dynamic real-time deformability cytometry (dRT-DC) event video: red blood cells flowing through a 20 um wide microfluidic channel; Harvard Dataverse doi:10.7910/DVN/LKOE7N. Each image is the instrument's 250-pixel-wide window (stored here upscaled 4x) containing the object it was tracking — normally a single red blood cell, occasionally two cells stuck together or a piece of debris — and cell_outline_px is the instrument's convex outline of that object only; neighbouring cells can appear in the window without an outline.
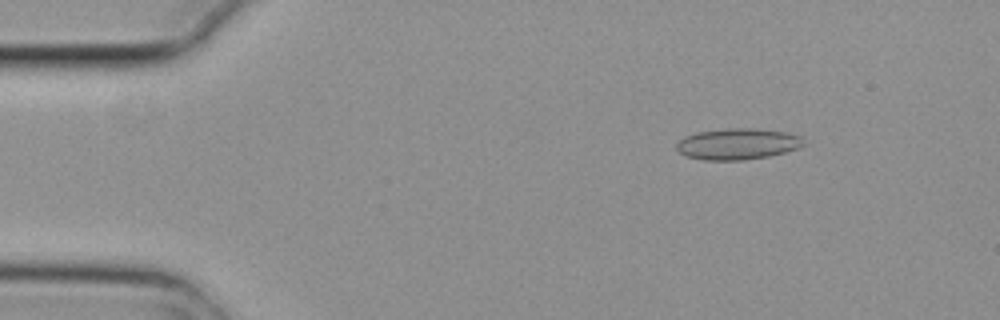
{"species": "common noctule bat (a hibernating species)", "species_latin": "Nyctalus noctula", "temperature_condition": "cold", "stored_images_in_passage": 3, "camera_frame_rate_fps": 3000, "um_per_image_px": 0.085, "animal": {"sex": "female", "body_mass_g": 29.2, "forearm_length_mm": 56.3}, "frame": {"image": 1, "passage_image": 2, "time_ms": 0.333, "image_size_px": [1000, 320], "cell_outline_px": [[804, 144], [796, 148], [784, 152], [768, 156], [744, 160], [704, 160], [688, 156], [680, 152], [676, 148], [676, 144], [684, 136], [696, 132], [728, 128], [756, 128], [788, 132], [800, 136]], "centroid_in_image_um": [62.68, 12.22], "position_along_channel_um": 22.3, "area_um2": 23.0}}